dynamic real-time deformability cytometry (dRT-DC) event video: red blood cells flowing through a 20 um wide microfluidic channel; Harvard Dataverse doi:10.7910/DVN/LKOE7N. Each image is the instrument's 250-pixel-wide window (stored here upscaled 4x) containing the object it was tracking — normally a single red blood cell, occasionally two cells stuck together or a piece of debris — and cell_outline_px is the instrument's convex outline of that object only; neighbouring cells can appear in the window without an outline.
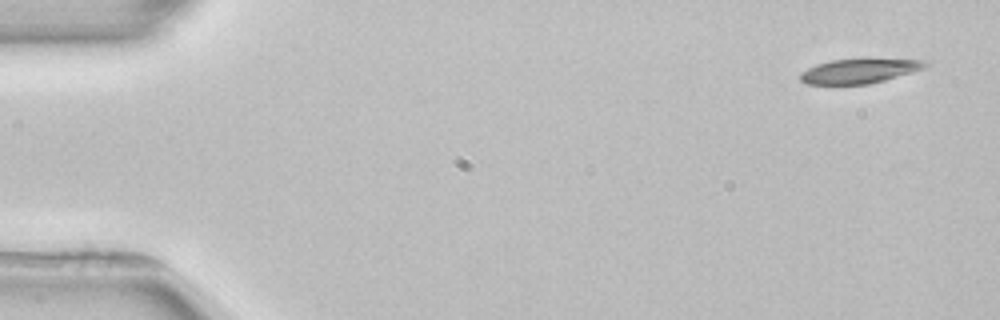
{"species": "common noctule bat (a hibernating species)", "species_latin": "Nyctalus noctula", "temperature_condition": "room temperature", "stored_images_in_passage": 4, "camera_frame_rate_fps": 3000, "um_per_image_px": 0.085, "animal": {"sex": "female", "body_mass_g": 22.7, "forearm_length_mm": 54.2}, "frame": {"image": 1, "passage_image": 1, "time_ms": 0.0, "image_size_px": [1000, 320], "cell_outline_px": [[928, 64], [924, 68], [912, 72], [884, 80], [868, 84], [804, 84], [800, 80], [800, 72], [816, 64], [832, 60], [924, 60]], "centroid_in_image_um": [72.96, 6.06], "position_along_channel_um": 12.0, "area_um2": 17.34}}
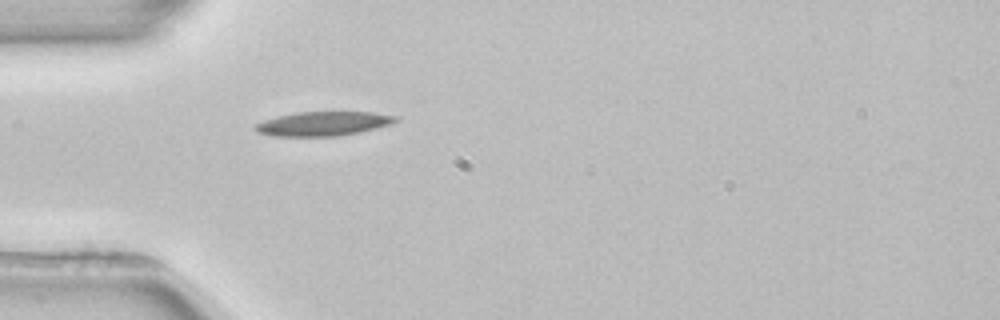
{"frame": {"image": 2, "passage_image": 4, "time_ms": 4.333, "image_size_px": [1000, 320], "cell_outline_px": [[400, 120], [392, 124], [360, 132], [340, 136], [272, 136], [256, 132], [252, 128], [256, 124], [264, 120], [276, 116], [296, 112], [372, 112], [400, 116]], "centroid_in_image_um": [27.49, 10.51], "position_along_channel_um": 57.5, "area_um2": 20.11}}